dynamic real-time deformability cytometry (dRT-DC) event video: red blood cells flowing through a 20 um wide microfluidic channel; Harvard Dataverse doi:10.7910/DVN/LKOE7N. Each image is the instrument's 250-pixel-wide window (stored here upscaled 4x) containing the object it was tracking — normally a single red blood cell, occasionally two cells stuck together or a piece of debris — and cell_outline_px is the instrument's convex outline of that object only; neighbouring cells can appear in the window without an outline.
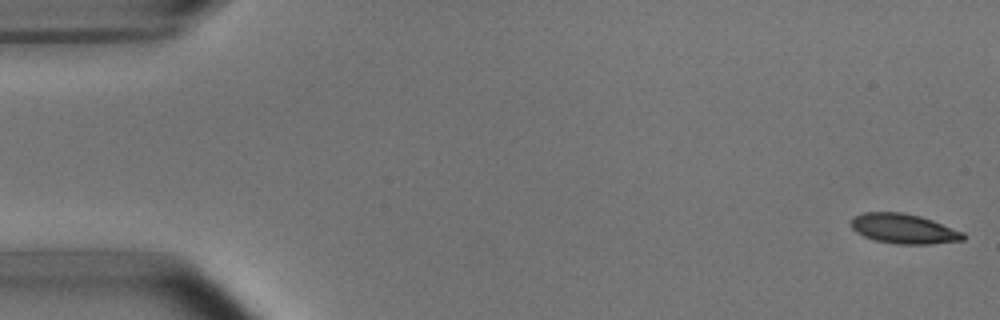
{"species": "common noctule bat (a hibernating species)", "species_latin": "Nyctalus noctula", "temperature_condition": "room temperature", "stored_images_in_passage": 5, "camera_frame_rate_fps": 3000, "um_per_image_px": 0.085, "animal": {"sex": "male", "body_mass_g": 15.6}, "frame": {"image": 1, "passage_image": 1, "time_ms": 0.0, "image_size_px": [1000, 320], "cell_outline_px": [[964, 240], [928, 244], [896, 244], [876, 240], [864, 236], [856, 232], [852, 228], [852, 216], [864, 212], [904, 212], [920, 216], [932, 220], [964, 232]], "centroid_in_image_um": [76.81, 19.43], "position_along_channel_um": 8.2, "area_um2": 19.42}}
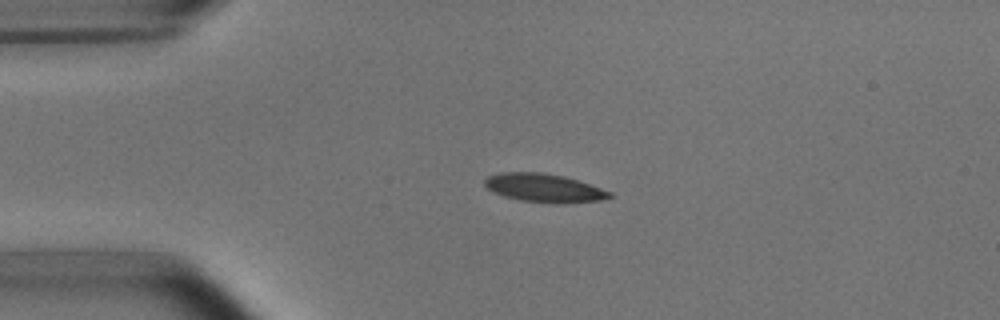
{"frame": {"image": 2, "passage_image": 4, "time_ms": 3.667, "image_size_px": [1000, 320], "cell_outline_px": [[612, 196], [600, 200], [520, 200], [504, 196], [488, 188], [484, 184], [484, 180], [488, 176], [500, 172], [540, 172], [564, 176], [612, 192]], "centroid_in_image_um": [46.15, 15.9], "position_along_channel_um": 38.9, "area_um2": 19.31}}